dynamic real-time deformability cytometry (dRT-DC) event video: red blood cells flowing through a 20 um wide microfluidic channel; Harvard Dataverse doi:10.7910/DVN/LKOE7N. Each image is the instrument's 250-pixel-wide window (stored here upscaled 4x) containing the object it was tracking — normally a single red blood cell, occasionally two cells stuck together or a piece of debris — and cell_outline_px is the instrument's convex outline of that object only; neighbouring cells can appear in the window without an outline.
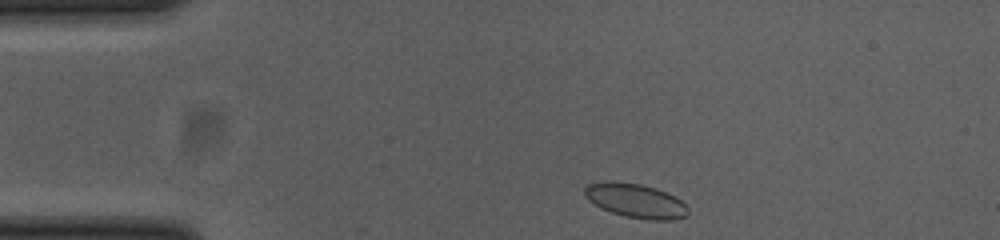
{"species": "common noctule bat (a hibernating species)", "species_latin": "Nyctalus noctula", "temperature_condition": "cold", "stored_images_in_passage": 46, "camera_frame_rate_fps": 3000, "um_per_image_px": 0.085, "animal": {"sex": "female", "body_mass_g": 23.0, "forearm_length_mm": 53.4}, "frame": {"image": 1, "passage_image": 1, "time_ms": 0.0, "image_size_px": [1000, 240], "cell_outline_px": [[688, 216], [672, 220], [648, 220], [624, 216], [600, 208], [588, 200], [584, 196], [584, 188], [588, 184], [604, 180], [612, 180], [640, 184], [656, 188], [680, 200], [688, 208]], "centroid_in_image_um": [53.98, 17.05], "position_along_channel_um": 31.0, "area_um2": 20.75}}
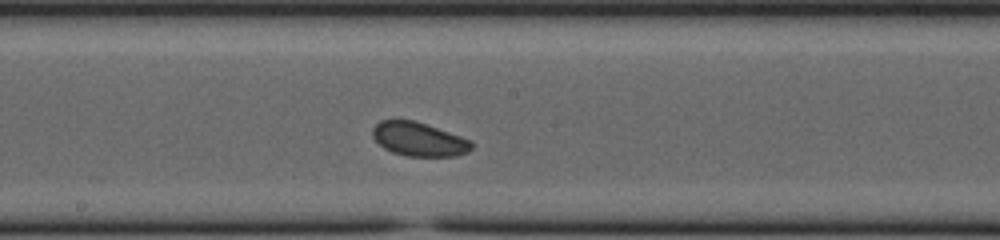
{"frame": {"image": 2, "passage_image": 20, "time_ms": 6.333, "image_size_px": [1000, 240], "cell_outline_px": [[472, 148], [468, 152], [456, 156], [408, 156], [392, 152], [384, 148], [372, 136], [372, 128], [380, 120], [412, 120], [472, 140]], "centroid_in_image_um": [35.59, 11.84], "position_along_channel_um": 212.6, "area_um2": 19.31}}
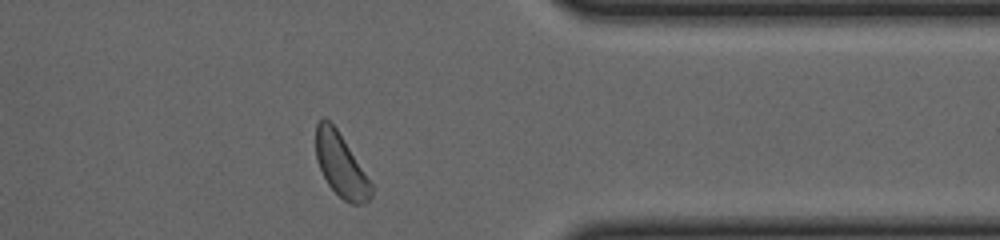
{"frame": {"image": 3, "passage_image": 35, "time_ms": 11.333, "image_size_px": [1000, 240], "cell_outline_px": [[372, 196], [364, 204], [352, 204], [344, 200], [328, 184], [320, 168], [316, 156], [316, 124], [324, 116], [336, 128], [372, 184]], "centroid_in_image_um": [28.97, 14.05], "position_along_channel_um": 382.4, "area_um2": 19.88}, "authors_computed_cell_mechanics": {"area_um2": 20.1144, "velocity_mm_per_s": 3.6591, "shape_relaxation_time_tau1_ms": 3.9106, "shape_relaxation_time_tau2_ms": null, "deformation_change_tau1": 0.0547, "deformation_change_tau2": null}}